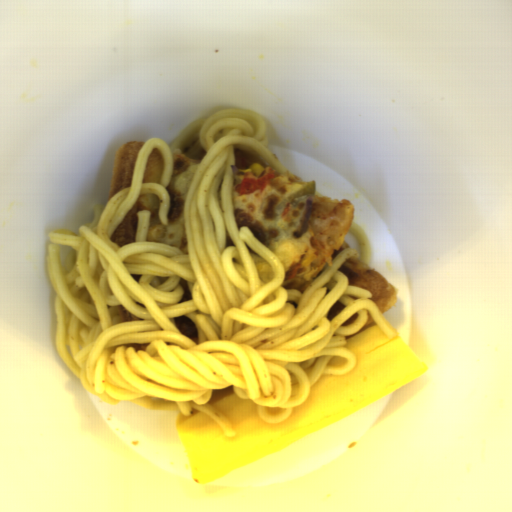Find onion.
<instances>
[{
	"instance_id": "onion-1",
	"label": "onion",
	"mask_w": 512,
	"mask_h": 512,
	"mask_svg": "<svg viewBox=\"0 0 512 512\" xmlns=\"http://www.w3.org/2000/svg\"><path fill=\"white\" fill-rule=\"evenodd\" d=\"M312 206H313V202H312V200H311V199H308V200L306 201V214H305V217H304V220H303L302 226H301V228H300L299 232H298V233H297V235H296V236H298V237H299L300 235H302V234L306 231V229H307V227H308V224H309V222H310V220H311Z\"/></svg>"
}]
</instances>
